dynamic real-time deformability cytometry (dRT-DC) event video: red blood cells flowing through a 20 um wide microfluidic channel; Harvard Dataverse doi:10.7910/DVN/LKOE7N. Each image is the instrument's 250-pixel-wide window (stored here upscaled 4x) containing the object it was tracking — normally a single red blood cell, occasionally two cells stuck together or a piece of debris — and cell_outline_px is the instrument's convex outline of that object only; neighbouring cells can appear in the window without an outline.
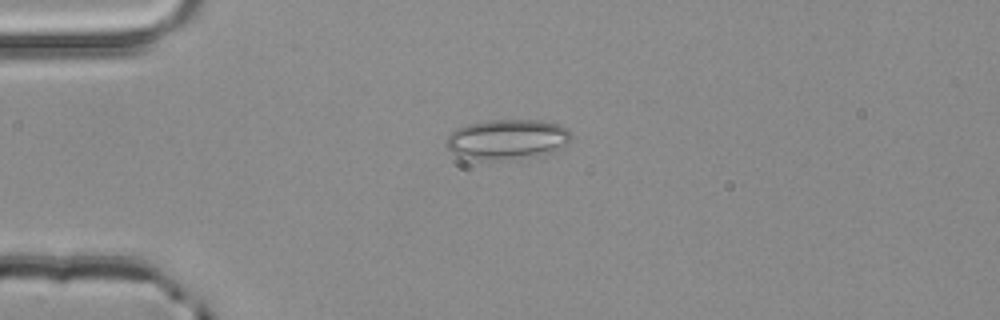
{"species": "common noctule bat (a hibernating species)", "species_latin": "Nyctalus noctula", "temperature_condition": "room temperature", "stored_images_in_passage": 3, "camera_frame_rate_fps": 3000, "um_per_image_px": 0.085, "animal": {"sex": "male", "body_mass_g": 20.4}, "frame": {"image": 1, "passage_image": 2, "time_ms": 0.333, "image_size_px": [1000, 320], "cell_outline_px": [[572, 136], [568, 144], [544, 156], [508, 160], [484, 160], [460, 156], [452, 152], [444, 144], [448, 136], [456, 128], [468, 124], [488, 120], [540, 120], [560, 124], [568, 128], [572, 132]], "centroid_in_image_um": [43.17, 11.85], "position_along_channel_um": 41.8, "area_um2": 29.77}}